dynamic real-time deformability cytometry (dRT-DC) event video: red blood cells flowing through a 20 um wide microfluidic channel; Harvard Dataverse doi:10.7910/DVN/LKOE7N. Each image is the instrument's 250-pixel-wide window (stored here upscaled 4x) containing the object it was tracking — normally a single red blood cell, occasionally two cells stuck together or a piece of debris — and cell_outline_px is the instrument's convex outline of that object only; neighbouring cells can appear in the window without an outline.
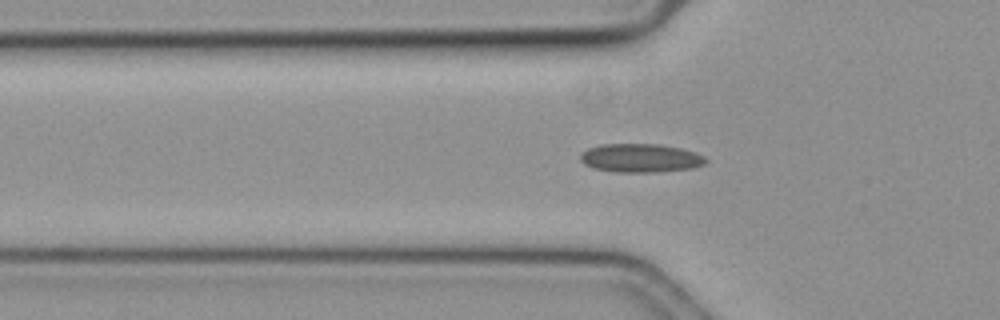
{"species": "common noctule bat (a hibernating species)", "species_latin": "Nyctalus noctula", "temperature_condition": "cold", "stored_images_in_passage": 21, "camera_frame_rate_fps": 3000, "um_per_image_px": 0.085, "animal": {"sex": "female", "body_mass_g": 19.3, "forearm_length_mm": 54.1}, "frame": {"image": 1, "passage_image": 4, "time_ms": 1.0, "image_size_px": [1000, 320], "cell_outline_px": [[708, 160], [704, 164], [692, 168], [656, 172], [616, 172], [592, 168], [584, 164], [580, 160], [580, 152], [588, 148], [600, 144], [660, 144], [680, 148], [704, 156]], "centroid_in_image_um": [54.39, 13.43], "position_along_channel_um": 71.4, "area_um2": 20.98}}
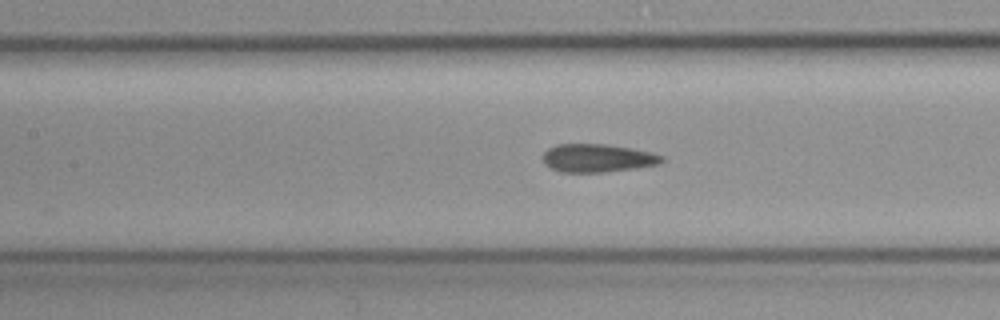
{"frame": {"image": 2, "passage_image": 11, "time_ms": 3.333, "image_size_px": [1000, 320], "cell_outline_px": [[664, 160], [660, 164], [640, 168], [604, 172], [560, 172], [544, 164], [544, 152], [548, 148], [556, 144], [608, 144], [632, 148], [652, 152], [664, 156]], "centroid_in_image_um": [50.84, 13.43], "position_along_channel_um": 156.6, "area_um2": 19.77}}
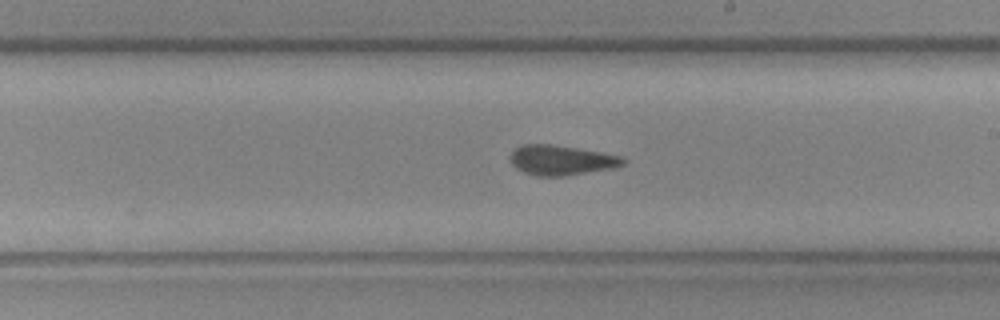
{"frame": {"image": 3, "passage_image": 18, "time_ms": 5.667, "image_size_px": [1000, 320], "cell_outline_px": [[628, 160], [624, 164], [612, 168], [564, 176], [536, 176], [524, 172], [516, 168], [512, 164], [508, 156], [516, 148], [524, 144], [552, 144], [576, 148], [620, 156]], "centroid_in_image_um": [47.68, 13.62], "position_along_channel_um": 241.3, "area_um2": 19.54}}